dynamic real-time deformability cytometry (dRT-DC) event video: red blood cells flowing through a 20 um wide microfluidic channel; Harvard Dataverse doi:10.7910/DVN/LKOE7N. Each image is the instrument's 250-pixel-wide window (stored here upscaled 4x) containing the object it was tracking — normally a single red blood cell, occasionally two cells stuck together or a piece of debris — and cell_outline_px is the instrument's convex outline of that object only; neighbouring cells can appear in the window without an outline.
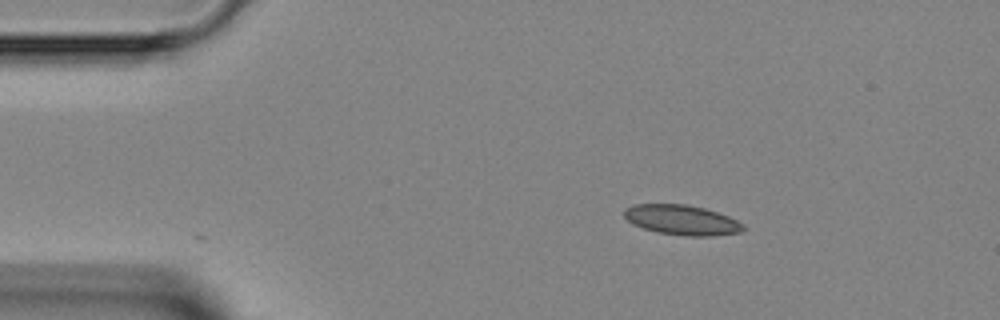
{"species": "Egyptian fruit bat (a non-hibernating species)", "species_latin": "Rousettus aegyptiacus", "temperature_condition": "room temperature", "stored_images_in_passage": 22, "camera_frame_rate_fps": 3000, "um_per_image_px": 0.085, "animal": {"sex": "female"}, "frame": {"image": 1, "passage_image": 1, "time_ms": 0.0, "image_size_px": [1000, 320], "cell_outline_px": [[748, 228], [740, 232], [712, 236], [688, 236], [656, 232], [632, 224], [624, 216], [624, 208], [632, 204], [684, 204], [704, 208], [728, 216], [744, 224]], "centroid_in_image_um": [57.96, 18.7], "position_along_channel_um": 27.0, "area_um2": 20.87}}
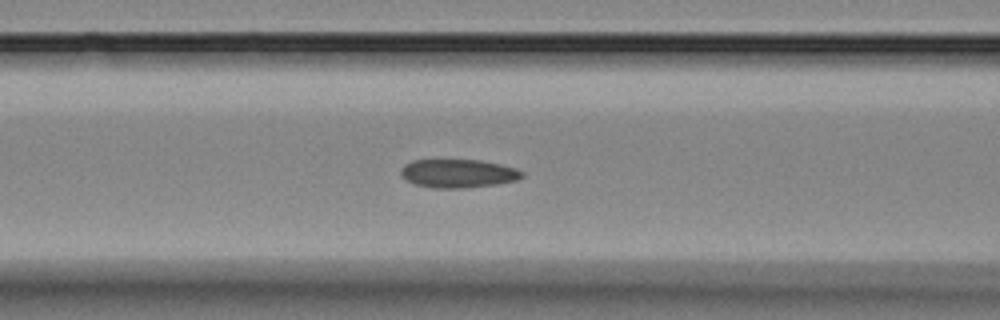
{"frame": {"image": 2, "passage_image": 12, "time_ms": 3.667, "image_size_px": [1000, 320], "cell_outline_px": [[524, 176], [516, 180], [496, 184], [464, 188], [432, 188], [416, 184], [400, 176], [400, 168], [404, 164], [412, 160], [480, 160], [500, 164], [516, 168], [524, 172]], "centroid_in_image_um": [38.93, 14.74], "position_along_channel_um": 127.7, "area_um2": 20.17}}
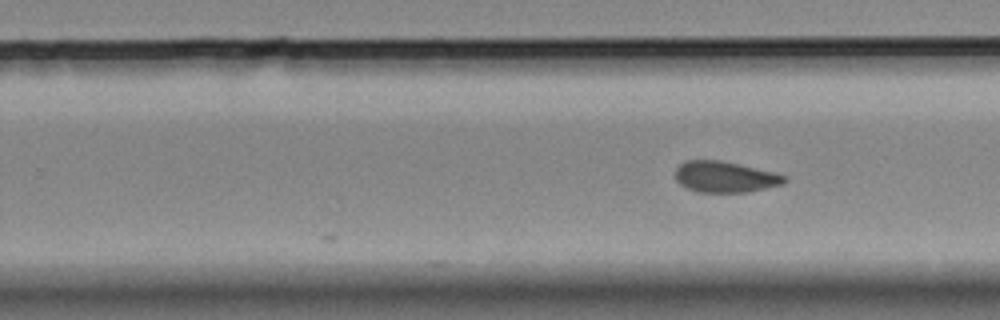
{"frame": {"image": 3, "passage_image": 22, "time_ms": 7.0, "image_size_px": [1000, 320], "cell_outline_px": [[788, 180], [784, 184], [748, 192], [696, 192], [680, 184], [676, 180], [676, 168], [684, 160], [720, 160], [776, 172], [784, 176]], "centroid_in_image_um": [61.64, 15.03], "position_along_channel_um": 268.2, "area_um2": 19.83}}